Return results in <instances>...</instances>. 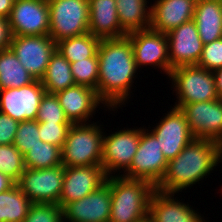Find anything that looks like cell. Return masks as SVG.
Listing matches in <instances>:
<instances>
[{
  "label": "cell",
  "mask_w": 222,
  "mask_h": 222,
  "mask_svg": "<svg viewBox=\"0 0 222 222\" xmlns=\"http://www.w3.org/2000/svg\"><path fill=\"white\" fill-rule=\"evenodd\" d=\"M99 74L97 94L104 107L116 108L130 98L131 88L138 70L131 40L125 36L118 39H101L98 47ZM114 108V109H113Z\"/></svg>",
  "instance_id": "cell-1"
},
{
  "label": "cell",
  "mask_w": 222,
  "mask_h": 222,
  "mask_svg": "<svg viewBox=\"0 0 222 222\" xmlns=\"http://www.w3.org/2000/svg\"><path fill=\"white\" fill-rule=\"evenodd\" d=\"M215 141L194 138L173 159L156 187L166 193H178L199 184L217 166Z\"/></svg>",
  "instance_id": "cell-2"
},
{
  "label": "cell",
  "mask_w": 222,
  "mask_h": 222,
  "mask_svg": "<svg viewBox=\"0 0 222 222\" xmlns=\"http://www.w3.org/2000/svg\"><path fill=\"white\" fill-rule=\"evenodd\" d=\"M111 212L109 222H139L149 215V203L156 189L145 180L109 176Z\"/></svg>",
  "instance_id": "cell-3"
},
{
  "label": "cell",
  "mask_w": 222,
  "mask_h": 222,
  "mask_svg": "<svg viewBox=\"0 0 222 222\" xmlns=\"http://www.w3.org/2000/svg\"><path fill=\"white\" fill-rule=\"evenodd\" d=\"M72 124L61 149L64 167L102 166L103 136L98 123Z\"/></svg>",
  "instance_id": "cell-4"
},
{
  "label": "cell",
  "mask_w": 222,
  "mask_h": 222,
  "mask_svg": "<svg viewBox=\"0 0 222 222\" xmlns=\"http://www.w3.org/2000/svg\"><path fill=\"white\" fill-rule=\"evenodd\" d=\"M178 101L174 107L183 104L213 101L218 98L213 72L197 65L175 67L169 75Z\"/></svg>",
  "instance_id": "cell-5"
},
{
  "label": "cell",
  "mask_w": 222,
  "mask_h": 222,
  "mask_svg": "<svg viewBox=\"0 0 222 222\" xmlns=\"http://www.w3.org/2000/svg\"><path fill=\"white\" fill-rule=\"evenodd\" d=\"M49 36L57 43L89 32V0H49Z\"/></svg>",
  "instance_id": "cell-6"
},
{
  "label": "cell",
  "mask_w": 222,
  "mask_h": 222,
  "mask_svg": "<svg viewBox=\"0 0 222 222\" xmlns=\"http://www.w3.org/2000/svg\"><path fill=\"white\" fill-rule=\"evenodd\" d=\"M167 165L168 161L163 155L157 137L148 129L141 128L138 149L130 167L121 176L145 180L157 187L166 173Z\"/></svg>",
  "instance_id": "cell-7"
},
{
  "label": "cell",
  "mask_w": 222,
  "mask_h": 222,
  "mask_svg": "<svg viewBox=\"0 0 222 222\" xmlns=\"http://www.w3.org/2000/svg\"><path fill=\"white\" fill-rule=\"evenodd\" d=\"M65 167L26 168L16 183L32 203L58 204L62 192Z\"/></svg>",
  "instance_id": "cell-8"
},
{
  "label": "cell",
  "mask_w": 222,
  "mask_h": 222,
  "mask_svg": "<svg viewBox=\"0 0 222 222\" xmlns=\"http://www.w3.org/2000/svg\"><path fill=\"white\" fill-rule=\"evenodd\" d=\"M141 128L118 130L103 136L102 167L107 176H114L130 167L139 146Z\"/></svg>",
  "instance_id": "cell-9"
},
{
  "label": "cell",
  "mask_w": 222,
  "mask_h": 222,
  "mask_svg": "<svg viewBox=\"0 0 222 222\" xmlns=\"http://www.w3.org/2000/svg\"><path fill=\"white\" fill-rule=\"evenodd\" d=\"M10 49L19 62L37 80L44 76L56 42L49 35L13 36Z\"/></svg>",
  "instance_id": "cell-10"
},
{
  "label": "cell",
  "mask_w": 222,
  "mask_h": 222,
  "mask_svg": "<svg viewBox=\"0 0 222 222\" xmlns=\"http://www.w3.org/2000/svg\"><path fill=\"white\" fill-rule=\"evenodd\" d=\"M126 36L131 40L134 60L138 69L141 66H154L160 68L169 77L170 60L166 34L148 28L128 33Z\"/></svg>",
  "instance_id": "cell-11"
},
{
  "label": "cell",
  "mask_w": 222,
  "mask_h": 222,
  "mask_svg": "<svg viewBox=\"0 0 222 222\" xmlns=\"http://www.w3.org/2000/svg\"><path fill=\"white\" fill-rule=\"evenodd\" d=\"M48 1L15 0L9 24L13 36L49 35Z\"/></svg>",
  "instance_id": "cell-12"
},
{
  "label": "cell",
  "mask_w": 222,
  "mask_h": 222,
  "mask_svg": "<svg viewBox=\"0 0 222 222\" xmlns=\"http://www.w3.org/2000/svg\"><path fill=\"white\" fill-rule=\"evenodd\" d=\"M45 92L41 81L37 79L20 88L0 90V112L18 122L36 120Z\"/></svg>",
  "instance_id": "cell-13"
},
{
  "label": "cell",
  "mask_w": 222,
  "mask_h": 222,
  "mask_svg": "<svg viewBox=\"0 0 222 222\" xmlns=\"http://www.w3.org/2000/svg\"><path fill=\"white\" fill-rule=\"evenodd\" d=\"M150 131L157 137L167 161L175 158L195 137L190 132L185 113L176 107L167 112Z\"/></svg>",
  "instance_id": "cell-14"
},
{
  "label": "cell",
  "mask_w": 222,
  "mask_h": 222,
  "mask_svg": "<svg viewBox=\"0 0 222 222\" xmlns=\"http://www.w3.org/2000/svg\"><path fill=\"white\" fill-rule=\"evenodd\" d=\"M110 212L109 176L106 182L92 193L62 208L63 222H109Z\"/></svg>",
  "instance_id": "cell-15"
},
{
  "label": "cell",
  "mask_w": 222,
  "mask_h": 222,
  "mask_svg": "<svg viewBox=\"0 0 222 222\" xmlns=\"http://www.w3.org/2000/svg\"><path fill=\"white\" fill-rule=\"evenodd\" d=\"M180 109L195 138L216 141L222 136V99L183 104Z\"/></svg>",
  "instance_id": "cell-16"
},
{
  "label": "cell",
  "mask_w": 222,
  "mask_h": 222,
  "mask_svg": "<svg viewBox=\"0 0 222 222\" xmlns=\"http://www.w3.org/2000/svg\"><path fill=\"white\" fill-rule=\"evenodd\" d=\"M170 60V72L183 65H197L203 43L193 20L186 22L166 34Z\"/></svg>",
  "instance_id": "cell-17"
},
{
  "label": "cell",
  "mask_w": 222,
  "mask_h": 222,
  "mask_svg": "<svg viewBox=\"0 0 222 222\" xmlns=\"http://www.w3.org/2000/svg\"><path fill=\"white\" fill-rule=\"evenodd\" d=\"M102 166L65 167L62 192L58 205L80 200L103 185L107 180Z\"/></svg>",
  "instance_id": "cell-18"
},
{
  "label": "cell",
  "mask_w": 222,
  "mask_h": 222,
  "mask_svg": "<svg viewBox=\"0 0 222 222\" xmlns=\"http://www.w3.org/2000/svg\"><path fill=\"white\" fill-rule=\"evenodd\" d=\"M72 124L88 123L99 104H105L91 87L75 84L55 94Z\"/></svg>",
  "instance_id": "cell-19"
},
{
  "label": "cell",
  "mask_w": 222,
  "mask_h": 222,
  "mask_svg": "<svg viewBox=\"0 0 222 222\" xmlns=\"http://www.w3.org/2000/svg\"><path fill=\"white\" fill-rule=\"evenodd\" d=\"M197 0H157L151 6L153 31L169 33L176 27L193 20Z\"/></svg>",
  "instance_id": "cell-20"
},
{
  "label": "cell",
  "mask_w": 222,
  "mask_h": 222,
  "mask_svg": "<svg viewBox=\"0 0 222 222\" xmlns=\"http://www.w3.org/2000/svg\"><path fill=\"white\" fill-rule=\"evenodd\" d=\"M175 193L155 189L149 203V215L155 222H206L189 204L174 199Z\"/></svg>",
  "instance_id": "cell-21"
},
{
  "label": "cell",
  "mask_w": 222,
  "mask_h": 222,
  "mask_svg": "<svg viewBox=\"0 0 222 222\" xmlns=\"http://www.w3.org/2000/svg\"><path fill=\"white\" fill-rule=\"evenodd\" d=\"M116 0H89V32L99 39H118L127 33L121 28Z\"/></svg>",
  "instance_id": "cell-22"
},
{
  "label": "cell",
  "mask_w": 222,
  "mask_h": 222,
  "mask_svg": "<svg viewBox=\"0 0 222 222\" xmlns=\"http://www.w3.org/2000/svg\"><path fill=\"white\" fill-rule=\"evenodd\" d=\"M193 21L203 44L222 38V0H197Z\"/></svg>",
  "instance_id": "cell-23"
},
{
  "label": "cell",
  "mask_w": 222,
  "mask_h": 222,
  "mask_svg": "<svg viewBox=\"0 0 222 222\" xmlns=\"http://www.w3.org/2000/svg\"><path fill=\"white\" fill-rule=\"evenodd\" d=\"M147 3V0H116L119 23L127 34L150 27L151 6Z\"/></svg>",
  "instance_id": "cell-24"
},
{
  "label": "cell",
  "mask_w": 222,
  "mask_h": 222,
  "mask_svg": "<svg viewBox=\"0 0 222 222\" xmlns=\"http://www.w3.org/2000/svg\"><path fill=\"white\" fill-rule=\"evenodd\" d=\"M45 91L56 94L75 85L70 62L56 49L51 55L46 72L41 78Z\"/></svg>",
  "instance_id": "cell-25"
},
{
  "label": "cell",
  "mask_w": 222,
  "mask_h": 222,
  "mask_svg": "<svg viewBox=\"0 0 222 222\" xmlns=\"http://www.w3.org/2000/svg\"><path fill=\"white\" fill-rule=\"evenodd\" d=\"M34 80L10 48L0 51V90L20 88Z\"/></svg>",
  "instance_id": "cell-26"
},
{
  "label": "cell",
  "mask_w": 222,
  "mask_h": 222,
  "mask_svg": "<svg viewBox=\"0 0 222 222\" xmlns=\"http://www.w3.org/2000/svg\"><path fill=\"white\" fill-rule=\"evenodd\" d=\"M32 204L15 184L0 193V222H24Z\"/></svg>",
  "instance_id": "cell-27"
},
{
  "label": "cell",
  "mask_w": 222,
  "mask_h": 222,
  "mask_svg": "<svg viewBox=\"0 0 222 222\" xmlns=\"http://www.w3.org/2000/svg\"><path fill=\"white\" fill-rule=\"evenodd\" d=\"M101 39L90 32L66 38L56 43V49L70 62L91 58L98 52Z\"/></svg>",
  "instance_id": "cell-28"
},
{
  "label": "cell",
  "mask_w": 222,
  "mask_h": 222,
  "mask_svg": "<svg viewBox=\"0 0 222 222\" xmlns=\"http://www.w3.org/2000/svg\"><path fill=\"white\" fill-rule=\"evenodd\" d=\"M61 148L50 143L39 141V144L28 150L24 156L25 168L45 169L61 165Z\"/></svg>",
  "instance_id": "cell-29"
},
{
  "label": "cell",
  "mask_w": 222,
  "mask_h": 222,
  "mask_svg": "<svg viewBox=\"0 0 222 222\" xmlns=\"http://www.w3.org/2000/svg\"><path fill=\"white\" fill-rule=\"evenodd\" d=\"M25 169L24 156L13 144L0 145V172L17 183Z\"/></svg>",
  "instance_id": "cell-30"
},
{
  "label": "cell",
  "mask_w": 222,
  "mask_h": 222,
  "mask_svg": "<svg viewBox=\"0 0 222 222\" xmlns=\"http://www.w3.org/2000/svg\"><path fill=\"white\" fill-rule=\"evenodd\" d=\"M75 84L91 87L97 91L99 62L98 55L70 63Z\"/></svg>",
  "instance_id": "cell-31"
},
{
  "label": "cell",
  "mask_w": 222,
  "mask_h": 222,
  "mask_svg": "<svg viewBox=\"0 0 222 222\" xmlns=\"http://www.w3.org/2000/svg\"><path fill=\"white\" fill-rule=\"evenodd\" d=\"M36 120L49 123H71L60 106L57 96L47 92L41 98Z\"/></svg>",
  "instance_id": "cell-32"
},
{
  "label": "cell",
  "mask_w": 222,
  "mask_h": 222,
  "mask_svg": "<svg viewBox=\"0 0 222 222\" xmlns=\"http://www.w3.org/2000/svg\"><path fill=\"white\" fill-rule=\"evenodd\" d=\"M39 127L37 120L19 122L13 145L24 155L28 150L39 144Z\"/></svg>",
  "instance_id": "cell-33"
},
{
  "label": "cell",
  "mask_w": 222,
  "mask_h": 222,
  "mask_svg": "<svg viewBox=\"0 0 222 222\" xmlns=\"http://www.w3.org/2000/svg\"><path fill=\"white\" fill-rule=\"evenodd\" d=\"M24 222H63L62 208L58 204L33 203Z\"/></svg>",
  "instance_id": "cell-34"
},
{
  "label": "cell",
  "mask_w": 222,
  "mask_h": 222,
  "mask_svg": "<svg viewBox=\"0 0 222 222\" xmlns=\"http://www.w3.org/2000/svg\"><path fill=\"white\" fill-rule=\"evenodd\" d=\"M72 123L38 122L39 137L43 142L62 149Z\"/></svg>",
  "instance_id": "cell-35"
},
{
  "label": "cell",
  "mask_w": 222,
  "mask_h": 222,
  "mask_svg": "<svg viewBox=\"0 0 222 222\" xmlns=\"http://www.w3.org/2000/svg\"><path fill=\"white\" fill-rule=\"evenodd\" d=\"M197 66L211 72L222 68V38L203 45Z\"/></svg>",
  "instance_id": "cell-36"
},
{
  "label": "cell",
  "mask_w": 222,
  "mask_h": 222,
  "mask_svg": "<svg viewBox=\"0 0 222 222\" xmlns=\"http://www.w3.org/2000/svg\"><path fill=\"white\" fill-rule=\"evenodd\" d=\"M19 122L0 112V145L13 144Z\"/></svg>",
  "instance_id": "cell-37"
},
{
  "label": "cell",
  "mask_w": 222,
  "mask_h": 222,
  "mask_svg": "<svg viewBox=\"0 0 222 222\" xmlns=\"http://www.w3.org/2000/svg\"><path fill=\"white\" fill-rule=\"evenodd\" d=\"M12 38L13 34L9 24V19L0 16V51L10 48Z\"/></svg>",
  "instance_id": "cell-38"
},
{
  "label": "cell",
  "mask_w": 222,
  "mask_h": 222,
  "mask_svg": "<svg viewBox=\"0 0 222 222\" xmlns=\"http://www.w3.org/2000/svg\"><path fill=\"white\" fill-rule=\"evenodd\" d=\"M15 0H0V16L9 18Z\"/></svg>",
  "instance_id": "cell-39"
},
{
  "label": "cell",
  "mask_w": 222,
  "mask_h": 222,
  "mask_svg": "<svg viewBox=\"0 0 222 222\" xmlns=\"http://www.w3.org/2000/svg\"><path fill=\"white\" fill-rule=\"evenodd\" d=\"M16 183L8 176L0 172V193L9 190Z\"/></svg>",
  "instance_id": "cell-40"
},
{
  "label": "cell",
  "mask_w": 222,
  "mask_h": 222,
  "mask_svg": "<svg viewBox=\"0 0 222 222\" xmlns=\"http://www.w3.org/2000/svg\"><path fill=\"white\" fill-rule=\"evenodd\" d=\"M215 86L219 99H222V68L213 71Z\"/></svg>",
  "instance_id": "cell-41"
},
{
  "label": "cell",
  "mask_w": 222,
  "mask_h": 222,
  "mask_svg": "<svg viewBox=\"0 0 222 222\" xmlns=\"http://www.w3.org/2000/svg\"><path fill=\"white\" fill-rule=\"evenodd\" d=\"M217 165L222 162V136L215 141Z\"/></svg>",
  "instance_id": "cell-42"
},
{
  "label": "cell",
  "mask_w": 222,
  "mask_h": 222,
  "mask_svg": "<svg viewBox=\"0 0 222 222\" xmlns=\"http://www.w3.org/2000/svg\"><path fill=\"white\" fill-rule=\"evenodd\" d=\"M139 222H155L150 215H147L145 218L141 219Z\"/></svg>",
  "instance_id": "cell-43"
}]
</instances>
